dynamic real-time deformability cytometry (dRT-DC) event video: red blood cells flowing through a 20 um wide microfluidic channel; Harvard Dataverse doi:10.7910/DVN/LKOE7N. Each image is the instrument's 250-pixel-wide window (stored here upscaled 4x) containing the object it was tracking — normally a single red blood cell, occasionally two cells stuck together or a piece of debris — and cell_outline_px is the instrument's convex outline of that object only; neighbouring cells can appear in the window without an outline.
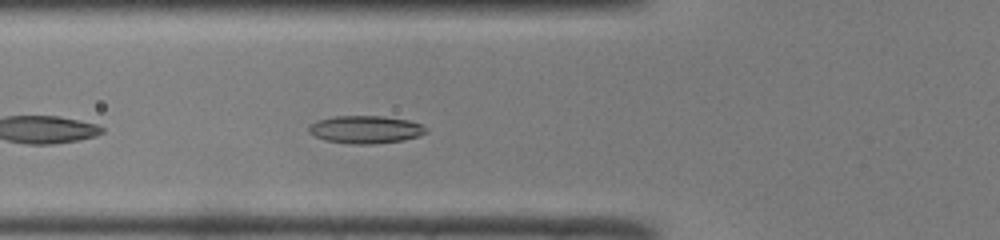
{"species": "common noctule bat (a hibernating species)", "species_latin": "Nyctalus noctula", "temperature_condition": "room temperature", "stored_images_in_passage": 33, "camera_frame_rate_fps": 3000, "um_per_image_px": 0.085, "animal": {"sex": "male", "body_mass_g": 19.0, "forearm_length_mm": 50.8}, "frame": {"image": 1, "passage_image": 10, "time_ms": 3.0, "image_size_px": [1000, 240], "cell_outline_px": [[420, 132], [412, 136], [396, 140], [336, 140], [324, 136], [328, 120], [356, 116], [360, 116], [400, 120], [416, 124]], "centroid_in_image_um": [31.4, 10.96], "position_along_channel_um": 94.4, "area_um2": 13.53}}
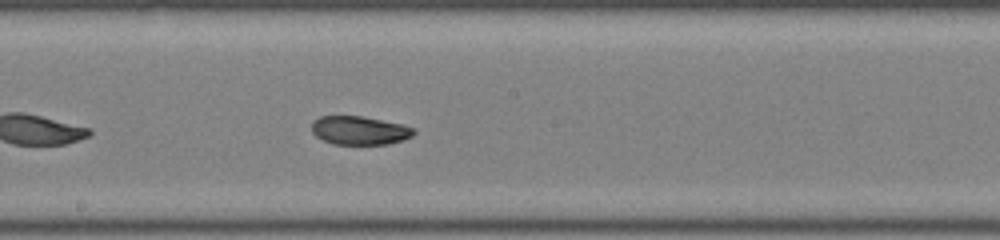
{"frame": {"image": 2, "passage_image": 19, "time_ms": 6.0, "image_size_px": [1000, 240], "cell_outline_px": [[412, 132], [408, 136], [396, 140], [380, 144], [340, 144], [328, 140], [320, 136], [312, 128], [316, 120], [324, 116], [356, 116], [396, 124], [408, 128]], "centroid_in_image_um": [30.47, 11.08], "position_along_channel_um": 217.7, "area_um2": 15.2}}
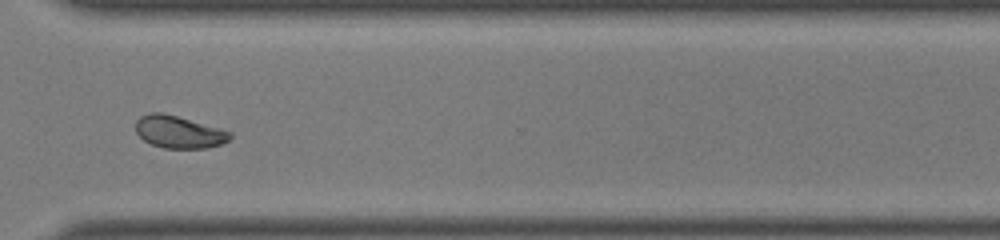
{"frame": {"image": 3, "passage_image": 29, "time_ms": 9.333, "image_size_px": [1000, 240], "cell_outline_px": [[228, 136], [224, 140], [216, 144], [196, 148], [172, 148], [156, 144], [140, 136], [136, 128], [136, 124], [144, 116], [172, 116], [224, 132]], "centroid_in_image_um": [15.11, 11.27], "position_along_channel_um": 355.5, "area_um2": 14.97}, "authors_computed_cell_mechanics": {"area_um2": 14.6812, "velocity_mm_per_s": 4.1046, "shape_relaxation_time_tau1_ms": null, "shape_relaxation_time_tau2_ms": 4.6831, "deformation_change_tau1": null, "deformation_change_tau2": 0.0784}}